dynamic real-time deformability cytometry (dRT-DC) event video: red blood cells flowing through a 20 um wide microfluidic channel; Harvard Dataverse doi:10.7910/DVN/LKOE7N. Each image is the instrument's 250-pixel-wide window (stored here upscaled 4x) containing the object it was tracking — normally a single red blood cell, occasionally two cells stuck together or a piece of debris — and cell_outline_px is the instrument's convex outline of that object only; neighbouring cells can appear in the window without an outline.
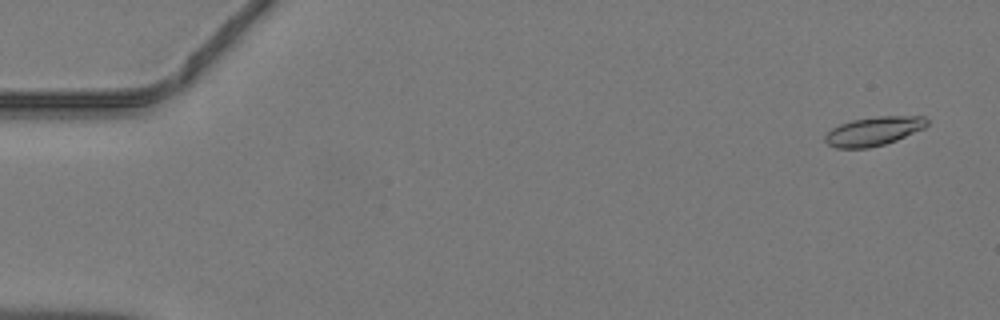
{"species": "common noctule bat (a hibernating species)", "species_latin": "Nyctalus noctula", "temperature_condition": "warm", "stored_images_in_passage": 47, "camera_frame_rate_fps": 3000, "um_per_image_px": 0.085, "animal": {"sex": "male", "body_mass_g": 19.2, "forearm_length_mm": 51.8}, "frame": {"image": 1, "passage_image": 3, "time_ms": 0.667, "image_size_px": [1000, 320], "cell_outline_px": [[928, 124], [924, 128], [896, 140], [884, 144], [868, 148], [836, 148], [828, 144], [824, 140], [824, 136], [832, 128], [840, 124], [852, 120], [880, 116], [924, 116], [928, 120]], "centroid_in_image_um": [74.25, 11.15], "position_along_channel_um": 10.7, "area_um2": 17.05}}
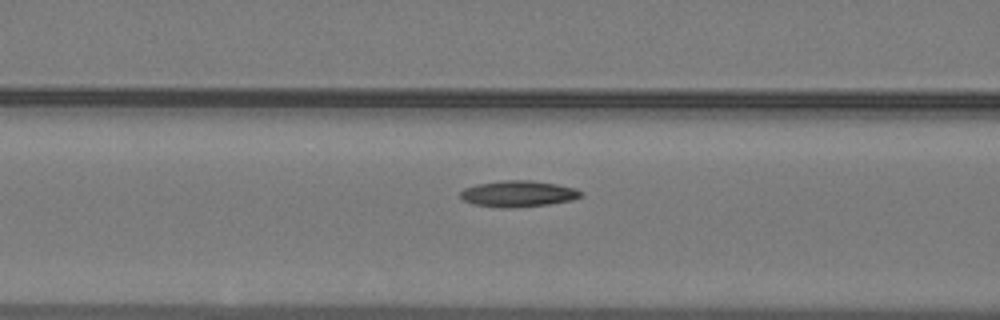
{"frame": {"image": 2, "passage_image": 20, "time_ms": 6.333, "image_size_px": [1000, 320], "cell_outline_px": [[584, 196], [572, 200], [548, 204], [508, 208], [500, 208], [472, 204], [464, 200], [460, 196], [460, 192], [464, 188], [476, 184], [500, 180], [528, 180], [556, 184], [576, 188], [584, 192]], "centroid_in_image_um": [44.05, 16.46], "position_along_channel_um": 122.5, "area_um2": 18.55}}
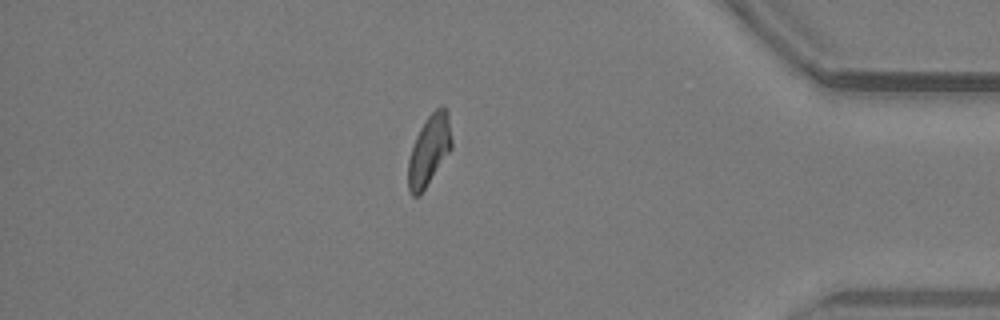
{"frame": {"image": 3, "passage_image": 41, "time_ms": 13.333, "image_size_px": [1000, 320], "cell_outline_px": [[452, 148], [420, 196], [412, 196], [408, 188], [408, 160], [416, 136], [420, 128], [428, 116], [440, 104], [448, 112], [452, 140]], "centroid_in_image_um": [36.48, 12.78], "position_along_channel_um": 398.7, "area_um2": 17.8}}